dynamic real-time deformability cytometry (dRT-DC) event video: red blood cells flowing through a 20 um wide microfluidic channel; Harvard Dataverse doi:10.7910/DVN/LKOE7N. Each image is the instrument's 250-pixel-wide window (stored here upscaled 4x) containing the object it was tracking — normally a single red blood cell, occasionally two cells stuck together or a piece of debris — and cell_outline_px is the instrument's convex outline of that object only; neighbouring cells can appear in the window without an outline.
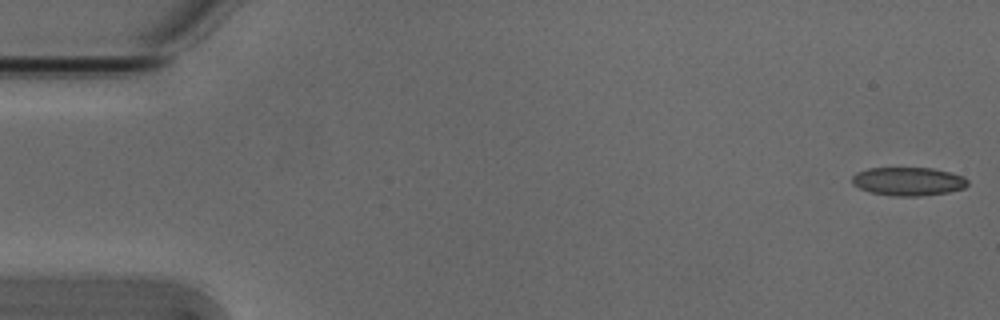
{"species": "Egyptian fruit bat (a non-hibernating species)", "species_latin": "Rousettus aegyptiacus", "temperature_condition": "cold", "stored_images_in_passage": 16, "camera_frame_rate_fps": 3000, "um_per_image_px": 0.085, "animal": {"sex": "male"}, "frame": {"image": 1, "passage_image": 1, "time_ms": 0.0, "image_size_px": [1000, 320], "cell_outline_px": [[968, 184], [964, 188], [948, 192], [920, 196], [896, 196], [872, 192], [860, 188], [852, 184], [852, 176], [856, 172], [868, 168], [932, 168], [952, 172], [964, 176], [968, 180]], "centroid_in_image_um": [77.22, 15.41], "position_along_channel_um": 7.8, "area_um2": 19.19}}